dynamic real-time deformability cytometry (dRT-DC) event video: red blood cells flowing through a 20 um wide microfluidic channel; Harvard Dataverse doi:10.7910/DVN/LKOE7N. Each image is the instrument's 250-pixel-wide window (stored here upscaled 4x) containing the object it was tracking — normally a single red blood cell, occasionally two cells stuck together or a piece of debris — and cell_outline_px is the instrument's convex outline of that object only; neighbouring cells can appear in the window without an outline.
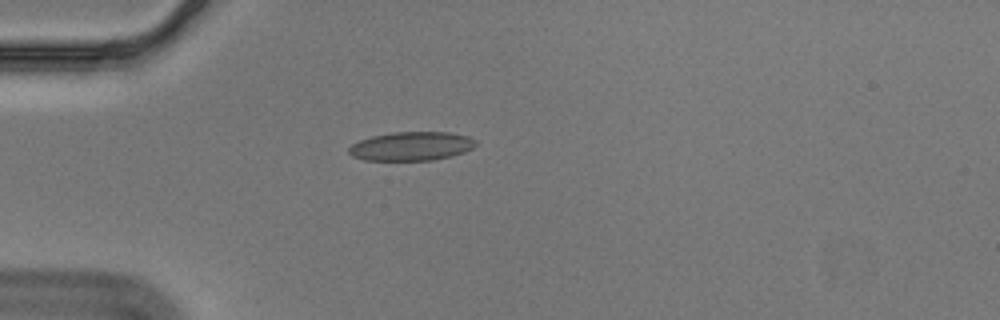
{"species": "Egyptian fruit bat (a non-hibernating species)", "species_latin": "Rousettus aegyptiacus", "temperature_condition": "cold", "stored_images_in_passage": 42, "camera_frame_rate_fps": 3000, "um_per_image_px": 0.085, "animal": {"sex": "male"}, "frame": {"image": 1, "passage_image": 1, "time_ms": 0.0, "image_size_px": [1000, 320], "cell_outline_px": [[476, 144], [472, 148], [464, 152], [452, 156], [432, 160], [364, 160], [352, 156], [348, 152], [348, 148], [352, 144], [360, 140], [372, 136], [392, 132], [448, 132], [468, 136], [476, 140]], "centroid_in_image_um": [34.96, 12.42], "position_along_channel_um": 50.0, "area_um2": 21.33}}
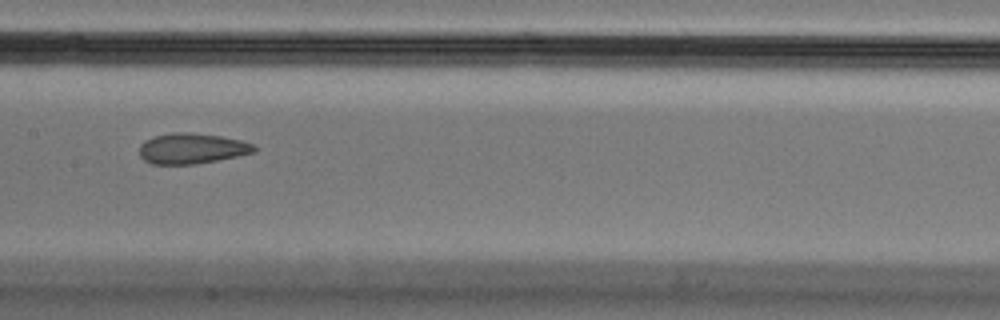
{"frame": {"image": 2, "passage_image": 14, "time_ms": 4.333, "image_size_px": [1000, 320], "cell_outline_px": [[256, 152], [196, 164], [152, 164], [144, 160], [140, 156], [140, 144], [144, 140], [152, 136], [172, 132], [188, 132], [220, 136], [240, 140], [252, 144], [256, 148]], "centroid_in_image_um": [16.26, 12.61], "position_along_channel_um": 191.1, "area_um2": 20.4}}
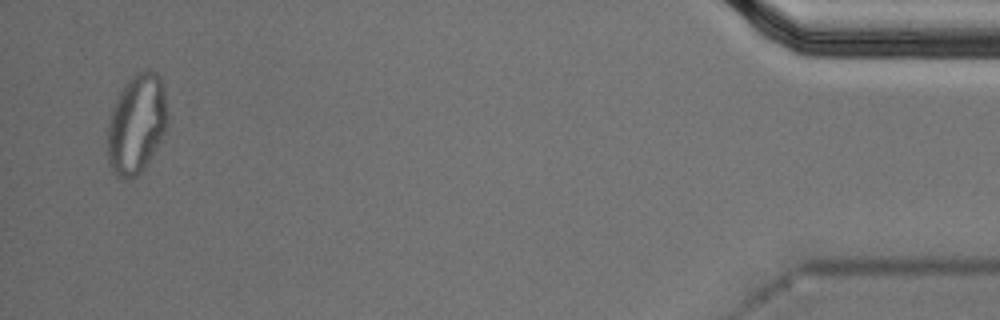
{"frame": {"image": 3, "passage_image": 40, "time_ms": 13.0, "image_size_px": [1000, 320], "cell_outline_px": [[168, 128], [144, 168], [136, 176], [124, 180], [116, 176], [112, 172], [108, 164], [108, 124], [112, 108], [124, 84], [136, 72], [144, 68], [148, 68], [156, 72], [160, 76], [164, 88], [168, 112]], "centroid_in_image_um": [11.63, 10.51], "position_along_channel_um": 423.6, "area_um2": 35.32}, "authors_computed_cell_mechanics": {"area_um2": 21.3571, "velocity_mm_per_s": 3.5584, "shape_relaxation_time_tau1_ms": null, "shape_relaxation_time_tau2_ms": 1.8932, "deformation_change_tau1": null, "deformation_change_tau2": 0.0827}}